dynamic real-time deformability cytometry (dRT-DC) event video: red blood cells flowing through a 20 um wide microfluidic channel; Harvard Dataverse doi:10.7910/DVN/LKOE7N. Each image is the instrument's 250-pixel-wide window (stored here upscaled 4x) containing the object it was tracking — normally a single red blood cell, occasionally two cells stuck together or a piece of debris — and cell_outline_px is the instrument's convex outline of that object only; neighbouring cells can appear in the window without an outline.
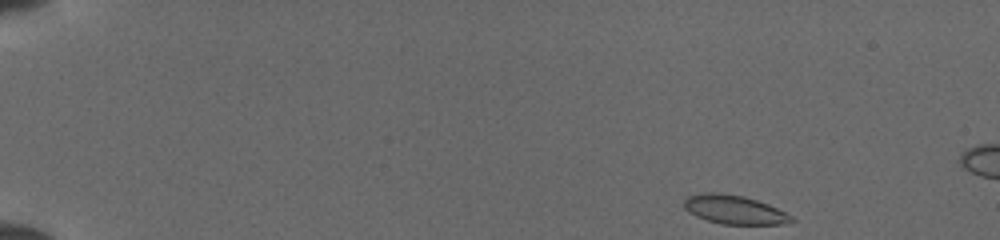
{"species": "common noctule bat (a hibernating species)", "species_latin": "Nyctalus noctula", "temperature_condition": "cold", "stored_images_in_passage": 46, "segment_of_instrument_passage": [1, 2], "camera_frame_rate_fps": 3000, "um_per_image_px": 0.085, "animal": {"sex": "female", "body_mass_g": 19.5, "forearm_length_mm": 54.1}, "frame": {"image": 1, "passage_image": 1, "time_ms": 0.0, "image_size_px": [1000, 240], "cell_outline_px": [[796, 220], [784, 224], [720, 224], [696, 216], [688, 212], [684, 208], [684, 200], [688, 196], [704, 192], [712, 192], [744, 196], [768, 204], [792, 216]], "centroid_in_image_um": [62.4, 17.82], "position_along_channel_um": 22.6, "area_um2": 17.92}}
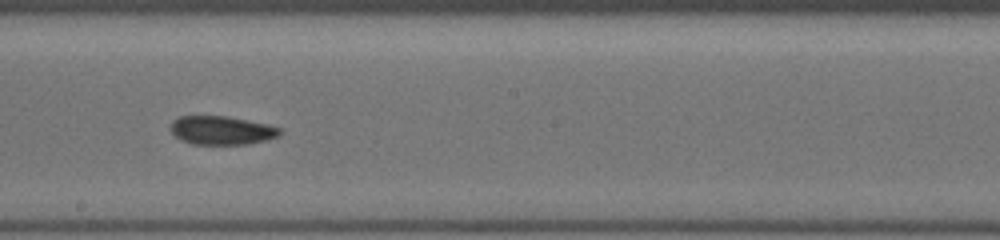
{"frame": {"image": 2, "passage_image": 25, "time_ms": 8.0, "image_size_px": [1000, 240], "cell_outline_px": [[280, 136], [268, 140], [248, 144], [192, 144], [180, 140], [168, 128], [172, 120], [180, 116], [228, 116], [268, 124], [280, 128]], "centroid_in_image_um": [18.82, 11.08], "position_along_channel_um": 229.4, "area_um2": 18.44}}
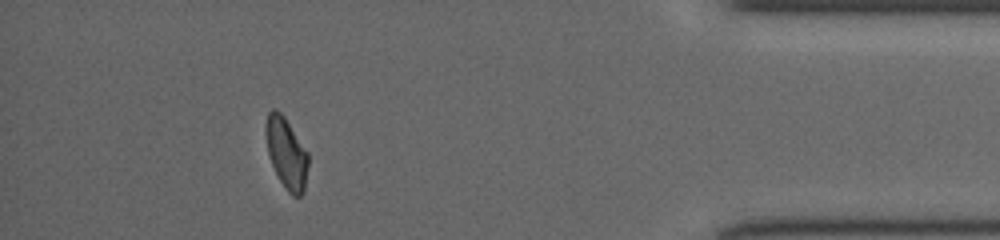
{"frame": {"image": 3, "passage_image": 41, "time_ms": 13.333, "image_size_px": [1000, 240], "cell_outline_px": [[308, 164], [304, 192], [300, 196], [292, 196], [288, 192], [280, 180], [272, 164], [268, 152], [264, 132], [264, 124], [268, 112], [272, 108], [276, 108], [284, 116], [308, 152]], "centroid_in_image_um": [24.33, 12.98], "position_along_channel_um": 410.9, "area_um2": 17.63}}